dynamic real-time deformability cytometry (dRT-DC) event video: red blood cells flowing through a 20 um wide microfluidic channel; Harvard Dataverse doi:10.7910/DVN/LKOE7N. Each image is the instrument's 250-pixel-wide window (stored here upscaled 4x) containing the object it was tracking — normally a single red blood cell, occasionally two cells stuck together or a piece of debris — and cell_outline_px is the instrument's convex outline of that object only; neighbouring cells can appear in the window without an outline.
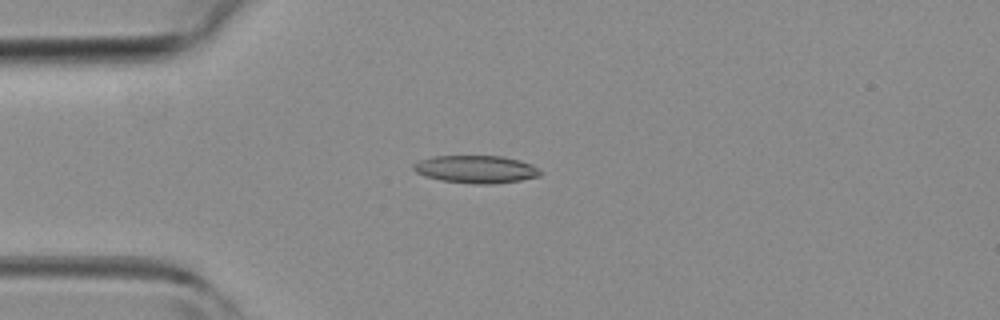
{"species": "common noctule bat (a hibernating species)", "species_latin": "Nyctalus noctula", "temperature_condition": "room temperature", "stored_images_in_passage": 4, "camera_frame_rate_fps": 3000, "um_per_image_px": 0.085, "animal": {"sex": "female", "body_mass_g": 19.3, "forearm_length_mm": 54.1}, "frame": {"image": 1, "passage_image": 3, "time_ms": 2.333, "image_size_px": [1000, 320], "cell_outline_px": [[540, 176], [520, 180], [492, 184], [476, 184], [440, 180], [424, 176], [416, 172], [412, 168], [412, 164], [420, 160], [432, 156], [504, 156], [520, 160], [532, 164], [540, 168]], "centroid_in_image_um": [40.46, 14.38], "position_along_channel_um": 44.5, "area_um2": 20.58}}